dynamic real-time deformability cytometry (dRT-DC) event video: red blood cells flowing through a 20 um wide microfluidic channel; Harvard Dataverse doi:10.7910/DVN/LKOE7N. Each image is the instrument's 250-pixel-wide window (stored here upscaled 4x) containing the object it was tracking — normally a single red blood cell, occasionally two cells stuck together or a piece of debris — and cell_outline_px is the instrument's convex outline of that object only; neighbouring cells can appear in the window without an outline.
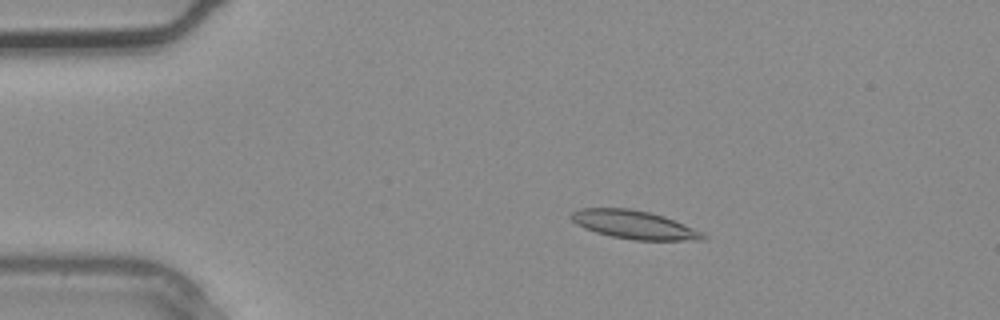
{"species": "common noctule bat (a hibernating species)", "species_latin": "Nyctalus noctula", "temperature_condition": "warm", "stored_images_in_passage": 3, "camera_frame_rate_fps": 3000, "um_per_image_px": 0.085, "animal": {"sex": "male", "body_mass_g": 20.4}, "frame": {"image": 1, "passage_image": 2, "time_ms": 0.333, "image_size_px": [1000, 320], "cell_outline_px": [[708, 236], [704, 240], [632, 240], [612, 236], [596, 232], [584, 228], [576, 224], [568, 216], [572, 212], [580, 208], [632, 208], [664, 216], [704, 232]], "centroid_in_image_um": [53.91, 19.1], "position_along_channel_um": 31.1, "area_um2": 21.91}}